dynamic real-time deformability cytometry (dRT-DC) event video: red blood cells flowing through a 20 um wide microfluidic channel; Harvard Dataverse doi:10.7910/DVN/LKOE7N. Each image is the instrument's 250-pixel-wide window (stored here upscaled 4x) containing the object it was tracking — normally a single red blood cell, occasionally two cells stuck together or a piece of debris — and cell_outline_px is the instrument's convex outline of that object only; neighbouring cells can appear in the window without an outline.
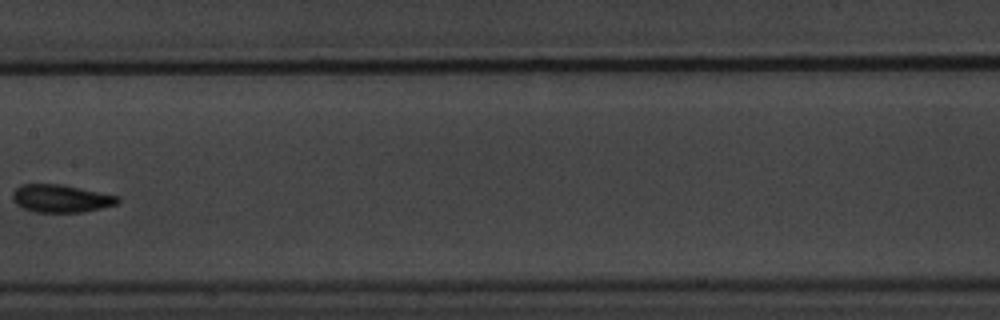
{"species": "common noctule bat (a hibernating species)", "species_latin": "Nyctalus noctula", "temperature_condition": "warm", "stored_images_in_passage": 9, "camera_frame_rate_fps": 3000, "um_per_image_px": 0.085, "animal": {"sex": "male", "body_mass_g": 20.1, "forearm_length_mm": 53.5}, "frame": {"image": 1, "passage_image": 8, "time_ms": 8.333, "image_size_px": [1000, 320], "cell_outline_px": [[120, 200], [116, 204], [100, 208], [80, 212], [36, 212], [24, 208], [16, 204], [12, 200], [12, 192], [20, 184], [60, 184], [120, 196]], "centroid_in_image_um": [5.15, 16.86], "position_along_channel_um": 202.2, "area_um2": 16.94}}